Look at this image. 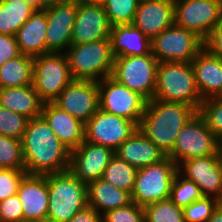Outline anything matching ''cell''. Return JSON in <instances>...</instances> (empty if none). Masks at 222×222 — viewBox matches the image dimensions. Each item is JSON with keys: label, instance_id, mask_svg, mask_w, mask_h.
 Wrapping results in <instances>:
<instances>
[{"label": "cell", "instance_id": "obj_1", "mask_svg": "<svg viewBox=\"0 0 222 222\" xmlns=\"http://www.w3.org/2000/svg\"><path fill=\"white\" fill-rule=\"evenodd\" d=\"M22 150L25 171L29 175L69 170L71 151L58 139L42 116L28 121L22 138Z\"/></svg>", "mask_w": 222, "mask_h": 222}, {"label": "cell", "instance_id": "obj_2", "mask_svg": "<svg viewBox=\"0 0 222 222\" xmlns=\"http://www.w3.org/2000/svg\"><path fill=\"white\" fill-rule=\"evenodd\" d=\"M196 113L186 103L152 99L147 101L138 129L168 156L179 131Z\"/></svg>", "mask_w": 222, "mask_h": 222}, {"label": "cell", "instance_id": "obj_3", "mask_svg": "<svg viewBox=\"0 0 222 222\" xmlns=\"http://www.w3.org/2000/svg\"><path fill=\"white\" fill-rule=\"evenodd\" d=\"M49 193L47 218L51 222H68L88 206L87 184L70 170L47 174Z\"/></svg>", "mask_w": 222, "mask_h": 222}, {"label": "cell", "instance_id": "obj_4", "mask_svg": "<svg viewBox=\"0 0 222 222\" xmlns=\"http://www.w3.org/2000/svg\"><path fill=\"white\" fill-rule=\"evenodd\" d=\"M153 99L186 103L198 112L203 100L191 62H159Z\"/></svg>", "mask_w": 222, "mask_h": 222}, {"label": "cell", "instance_id": "obj_5", "mask_svg": "<svg viewBox=\"0 0 222 222\" xmlns=\"http://www.w3.org/2000/svg\"><path fill=\"white\" fill-rule=\"evenodd\" d=\"M73 80L100 81L112 74L110 39L71 44L65 52Z\"/></svg>", "mask_w": 222, "mask_h": 222}, {"label": "cell", "instance_id": "obj_6", "mask_svg": "<svg viewBox=\"0 0 222 222\" xmlns=\"http://www.w3.org/2000/svg\"><path fill=\"white\" fill-rule=\"evenodd\" d=\"M177 171V164L168 156L158 163L138 169L131 193L132 202L144 207L169 199Z\"/></svg>", "mask_w": 222, "mask_h": 222}, {"label": "cell", "instance_id": "obj_7", "mask_svg": "<svg viewBox=\"0 0 222 222\" xmlns=\"http://www.w3.org/2000/svg\"><path fill=\"white\" fill-rule=\"evenodd\" d=\"M72 80L65 53L34 57L32 86L44 103L53 102Z\"/></svg>", "mask_w": 222, "mask_h": 222}, {"label": "cell", "instance_id": "obj_8", "mask_svg": "<svg viewBox=\"0 0 222 222\" xmlns=\"http://www.w3.org/2000/svg\"><path fill=\"white\" fill-rule=\"evenodd\" d=\"M158 63L152 53L143 56L116 57L111 77L150 101L156 89Z\"/></svg>", "mask_w": 222, "mask_h": 222}, {"label": "cell", "instance_id": "obj_9", "mask_svg": "<svg viewBox=\"0 0 222 222\" xmlns=\"http://www.w3.org/2000/svg\"><path fill=\"white\" fill-rule=\"evenodd\" d=\"M219 140L197 112L179 131L172 152L168 155L177 166L189 159L218 154Z\"/></svg>", "mask_w": 222, "mask_h": 222}, {"label": "cell", "instance_id": "obj_10", "mask_svg": "<svg viewBox=\"0 0 222 222\" xmlns=\"http://www.w3.org/2000/svg\"><path fill=\"white\" fill-rule=\"evenodd\" d=\"M97 85L99 109L130 120L138 127L145 112L147 100L111 76L98 81Z\"/></svg>", "mask_w": 222, "mask_h": 222}, {"label": "cell", "instance_id": "obj_11", "mask_svg": "<svg viewBox=\"0 0 222 222\" xmlns=\"http://www.w3.org/2000/svg\"><path fill=\"white\" fill-rule=\"evenodd\" d=\"M203 48L202 38L175 23L151 40V53L159 62L190 63Z\"/></svg>", "mask_w": 222, "mask_h": 222}, {"label": "cell", "instance_id": "obj_12", "mask_svg": "<svg viewBox=\"0 0 222 222\" xmlns=\"http://www.w3.org/2000/svg\"><path fill=\"white\" fill-rule=\"evenodd\" d=\"M175 24L205 40L222 19L216 0H174Z\"/></svg>", "mask_w": 222, "mask_h": 222}, {"label": "cell", "instance_id": "obj_13", "mask_svg": "<svg viewBox=\"0 0 222 222\" xmlns=\"http://www.w3.org/2000/svg\"><path fill=\"white\" fill-rule=\"evenodd\" d=\"M137 128L130 120L98 109L85 123V141L115 151Z\"/></svg>", "mask_w": 222, "mask_h": 222}, {"label": "cell", "instance_id": "obj_14", "mask_svg": "<svg viewBox=\"0 0 222 222\" xmlns=\"http://www.w3.org/2000/svg\"><path fill=\"white\" fill-rule=\"evenodd\" d=\"M53 103L71 116L86 123L99 109L97 82L72 80Z\"/></svg>", "mask_w": 222, "mask_h": 222}, {"label": "cell", "instance_id": "obj_15", "mask_svg": "<svg viewBox=\"0 0 222 222\" xmlns=\"http://www.w3.org/2000/svg\"><path fill=\"white\" fill-rule=\"evenodd\" d=\"M111 25L99 1L78 2L71 44L109 39Z\"/></svg>", "mask_w": 222, "mask_h": 222}, {"label": "cell", "instance_id": "obj_16", "mask_svg": "<svg viewBox=\"0 0 222 222\" xmlns=\"http://www.w3.org/2000/svg\"><path fill=\"white\" fill-rule=\"evenodd\" d=\"M115 151L101 145L83 141L71 151L69 170L86 184L102 178Z\"/></svg>", "mask_w": 222, "mask_h": 222}, {"label": "cell", "instance_id": "obj_17", "mask_svg": "<svg viewBox=\"0 0 222 222\" xmlns=\"http://www.w3.org/2000/svg\"><path fill=\"white\" fill-rule=\"evenodd\" d=\"M177 167L179 172L185 173L183 175L181 172V177L195 182L204 196L213 195L222 202V164L219 155L189 158Z\"/></svg>", "mask_w": 222, "mask_h": 222}, {"label": "cell", "instance_id": "obj_18", "mask_svg": "<svg viewBox=\"0 0 222 222\" xmlns=\"http://www.w3.org/2000/svg\"><path fill=\"white\" fill-rule=\"evenodd\" d=\"M47 17L46 53H60L71 45L78 2L73 0L43 9Z\"/></svg>", "mask_w": 222, "mask_h": 222}, {"label": "cell", "instance_id": "obj_19", "mask_svg": "<svg viewBox=\"0 0 222 222\" xmlns=\"http://www.w3.org/2000/svg\"><path fill=\"white\" fill-rule=\"evenodd\" d=\"M175 23L174 0L139 2L132 24L152 40Z\"/></svg>", "mask_w": 222, "mask_h": 222}, {"label": "cell", "instance_id": "obj_20", "mask_svg": "<svg viewBox=\"0 0 222 222\" xmlns=\"http://www.w3.org/2000/svg\"><path fill=\"white\" fill-rule=\"evenodd\" d=\"M23 208L24 221L47 218L49 193L47 175L27 174L17 192Z\"/></svg>", "mask_w": 222, "mask_h": 222}, {"label": "cell", "instance_id": "obj_21", "mask_svg": "<svg viewBox=\"0 0 222 222\" xmlns=\"http://www.w3.org/2000/svg\"><path fill=\"white\" fill-rule=\"evenodd\" d=\"M41 116L70 151L85 140V123L63 111L53 102L43 104Z\"/></svg>", "mask_w": 222, "mask_h": 222}, {"label": "cell", "instance_id": "obj_22", "mask_svg": "<svg viewBox=\"0 0 222 222\" xmlns=\"http://www.w3.org/2000/svg\"><path fill=\"white\" fill-rule=\"evenodd\" d=\"M202 100L222 96V59L205 47L191 61Z\"/></svg>", "mask_w": 222, "mask_h": 222}, {"label": "cell", "instance_id": "obj_23", "mask_svg": "<svg viewBox=\"0 0 222 222\" xmlns=\"http://www.w3.org/2000/svg\"><path fill=\"white\" fill-rule=\"evenodd\" d=\"M115 155L137 169L158 163L166 157L138 128L115 150Z\"/></svg>", "mask_w": 222, "mask_h": 222}, {"label": "cell", "instance_id": "obj_24", "mask_svg": "<svg viewBox=\"0 0 222 222\" xmlns=\"http://www.w3.org/2000/svg\"><path fill=\"white\" fill-rule=\"evenodd\" d=\"M109 39L114 58L143 56L151 53V40L133 24L111 26Z\"/></svg>", "mask_w": 222, "mask_h": 222}, {"label": "cell", "instance_id": "obj_25", "mask_svg": "<svg viewBox=\"0 0 222 222\" xmlns=\"http://www.w3.org/2000/svg\"><path fill=\"white\" fill-rule=\"evenodd\" d=\"M46 31V12L37 10L15 35L21 54L32 57L46 54Z\"/></svg>", "mask_w": 222, "mask_h": 222}, {"label": "cell", "instance_id": "obj_26", "mask_svg": "<svg viewBox=\"0 0 222 222\" xmlns=\"http://www.w3.org/2000/svg\"><path fill=\"white\" fill-rule=\"evenodd\" d=\"M43 104L32 85L0 88V106L29 120L41 116Z\"/></svg>", "mask_w": 222, "mask_h": 222}, {"label": "cell", "instance_id": "obj_27", "mask_svg": "<svg viewBox=\"0 0 222 222\" xmlns=\"http://www.w3.org/2000/svg\"><path fill=\"white\" fill-rule=\"evenodd\" d=\"M87 195L88 206L99 213L103 211L102 215L132 202L129 192L112 186L102 178L87 184Z\"/></svg>", "mask_w": 222, "mask_h": 222}, {"label": "cell", "instance_id": "obj_28", "mask_svg": "<svg viewBox=\"0 0 222 222\" xmlns=\"http://www.w3.org/2000/svg\"><path fill=\"white\" fill-rule=\"evenodd\" d=\"M36 11L24 0H0V34L15 36Z\"/></svg>", "mask_w": 222, "mask_h": 222}, {"label": "cell", "instance_id": "obj_29", "mask_svg": "<svg viewBox=\"0 0 222 222\" xmlns=\"http://www.w3.org/2000/svg\"><path fill=\"white\" fill-rule=\"evenodd\" d=\"M34 57L21 54L0 66V88L32 85Z\"/></svg>", "mask_w": 222, "mask_h": 222}, {"label": "cell", "instance_id": "obj_30", "mask_svg": "<svg viewBox=\"0 0 222 222\" xmlns=\"http://www.w3.org/2000/svg\"><path fill=\"white\" fill-rule=\"evenodd\" d=\"M138 169L118 158L116 155L111 159L104 170L102 179L112 186L132 193Z\"/></svg>", "mask_w": 222, "mask_h": 222}, {"label": "cell", "instance_id": "obj_31", "mask_svg": "<svg viewBox=\"0 0 222 222\" xmlns=\"http://www.w3.org/2000/svg\"><path fill=\"white\" fill-rule=\"evenodd\" d=\"M180 176L181 173L177 171L171 185L169 199L178 207L184 208L192 202L202 199L204 195L195 182Z\"/></svg>", "mask_w": 222, "mask_h": 222}, {"label": "cell", "instance_id": "obj_32", "mask_svg": "<svg viewBox=\"0 0 222 222\" xmlns=\"http://www.w3.org/2000/svg\"><path fill=\"white\" fill-rule=\"evenodd\" d=\"M103 5L111 26L118 24H132L138 0H99Z\"/></svg>", "mask_w": 222, "mask_h": 222}, {"label": "cell", "instance_id": "obj_33", "mask_svg": "<svg viewBox=\"0 0 222 222\" xmlns=\"http://www.w3.org/2000/svg\"><path fill=\"white\" fill-rule=\"evenodd\" d=\"M144 210L146 222H185L183 208L170 199L147 204Z\"/></svg>", "mask_w": 222, "mask_h": 222}, {"label": "cell", "instance_id": "obj_34", "mask_svg": "<svg viewBox=\"0 0 222 222\" xmlns=\"http://www.w3.org/2000/svg\"><path fill=\"white\" fill-rule=\"evenodd\" d=\"M0 168L25 170L22 140L0 134Z\"/></svg>", "mask_w": 222, "mask_h": 222}, {"label": "cell", "instance_id": "obj_35", "mask_svg": "<svg viewBox=\"0 0 222 222\" xmlns=\"http://www.w3.org/2000/svg\"><path fill=\"white\" fill-rule=\"evenodd\" d=\"M198 113L206 121L215 137L218 140L222 139V96L203 100Z\"/></svg>", "mask_w": 222, "mask_h": 222}, {"label": "cell", "instance_id": "obj_36", "mask_svg": "<svg viewBox=\"0 0 222 222\" xmlns=\"http://www.w3.org/2000/svg\"><path fill=\"white\" fill-rule=\"evenodd\" d=\"M29 119L0 106V134L22 140Z\"/></svg>", "mask_w": 222, "mask_h": 222}, {"label": "cell", "instance_id": "obj_37", "mask_svg": "<svg viewBox=\"0 0 222 222\" xmlns=\"http://www.w3.org/2000/svg\"><path fill=\"white\" fill-rule=\"evenodd\" d=\"M222 202L215 197L204 196L183 208L185 222H207Z\"/></svg>", "mask_w": 222, "mask_h": 222}, {"label": "cell", "instance_id": "obj_38", "mask_svg": "<svg viewBox=\"0 0 222 222\" xmlns=\"http://www.w3.org/2000/svg\"><path fill=\"white\" fill-rule=\"evenodd\" d=\"M103 222H146L145 210L134 202L102 215Z\"/></svg>", "mask_w": 222, "mask_h": 222}, {"label": "cell", "instance_id": "obj_39", "mask_svg": "<svg viewBox=\"0 0 222 222\" xmlns=\"http://www.w3.org/2000/svg\"><path fill=\"white\" fill-rule=\"evenodd\" d=\"M26 175L25 170L0 168V201L17 194L21 180Z\"/></svg>", "mask_w": 222, "mask_h": 222}, {"label": "cell", "instance_id": "obj_40", "mask_svg": "<svg viewBox=\"0 0 222 222\" xmlns=\"http://www.w3.org/2000/svg\"><path fill=\"white\" fill-rule=\"evenodd\" d=\"M23 221V208L17 194L0 201V222Z\"/></svg>", "mask_w": 222, "mask_h": 222}, {"label": "cell", "instance_id": "obj_41", "mask_svg": "<svg viewBox=\"0 0 222 222\" xmlns=\"http://www.w3.org/2000/svg\"><path fill=\"white\" fill-rule=\"evenodd\" d=\"M21 55L15 36L0 34V66Z\"/></svg>", "mask_w": 222, "mask_h": 222}, {"label": "cell", "instance_id": "obj_42", "mask_svg": "<svg viewBox=\"0 0 222 222\" xmlns=\"http://www.w3.org/2000/svg\"><path fill=\"white\" fill-rule=\"evenodd\" d=\"M204 47L213 55L222 59V19L204 40Z\"/></svg>", "mask_w": 222, "mask_h": 222}, {"label": "cell", "instance_id": "obj_43", "mask_svg": "<svg viewBox=\"0 0 222 222\" xmlns=\"http://www.w3.org/2000/svg\"><path fill=\"white\" fill-rule=\"evenodd\" d=\"M68 222H103L102 214L94 208L87 206L77 212Z\"/></svg>", "mask_w": 222, "mask_h": 222}, {"label": "cell", "instance_id": "obj_44", "mask_svg": "<svg viewBox=\"0 0 222 222\" xmlns=\"http://www.w3.org/2000/svg\"><path fill=\"white\" fill-rule=\"evenodd\" d=\"M73 0H35V8L37 10H43L48 7H52L58 4L67 3Z\"/></svg>", "mask_w": 222, "mask_h": 222}, {"label": "cell", "instance_id": "obj_45", "mask_svg": "<svg viewBox=\"0 0 222 222\" xmlns=\"http://www.w3.org/2000/svg\"><path fill=\"white\" fill-rule=\"evenodd\" d=\"M207 222H222V203L213 212L212 216Z\"/></svg>", "mask_w": 222, "mask_h": 222}, {"label": "cell", "instance_id": "obj_46", "mask_svg": "<svg viewBox=\"0 0 222 222\" xmlns=\"http://www.w3.org/2000/svg\"><path fill=\"white\" fill-rule=\"evenodd\" d=\"M218 154H219L220 161H221V164H222V139L219 140V144H218Z\"/></svg>", "mask_w": 222, "mask_h": 222}, {"label": "cell", "instance_id": "obj_47", "mask_svg": "<svg viewBox=\"0 0 222 222\" xmlns=\"http://www.w3.org/2000/svg\"><path fill=\"white\" fill-rule=\"evenodd\" d=\"M23 222H51L50 219H41V220H30V221H23Z\"/></svg>", "mask_w": 222, "mask_h": 222}, {"label": "cell", "instance_id": "obj_48", "mask_svg": "<svg viewBox=\"0 0 222 222\" xmlns=\"http://www.w3.org/2000/svg\"><path fill=\"white\" fill-rule=\"evenodd\" d=\"M35 8V0H24Z\"/></svg>", "mask_w": 222, "mask_h": 222}, {"label": "cell", "instance_id": "obj_49", "mask_svg": "<svg viewBox=\"0 0 222 222\" xmlns=\"http://www.w3.org/2000/svg\"><path fill=\"white\" fill-rule=\"evenodd\" d=\"M77 2H83V1H99V0H75Z\"/></svg>", "mask_w": 222, "mask_h": 222}, {"label": "cell", "instance_id": "obj_50", "mask_svg": "<svg viewBox=\"0 0 222 222\" xmlns=\"http://www.w3.org/2000/svg\"><path fill=\"white\" fill-rule=\"evenodd\" d=\"M216 1L220 4V6L222 8V0H216Z\"/></svg>", "mask_w": 222, "mask_h": 222}]
</instances>
